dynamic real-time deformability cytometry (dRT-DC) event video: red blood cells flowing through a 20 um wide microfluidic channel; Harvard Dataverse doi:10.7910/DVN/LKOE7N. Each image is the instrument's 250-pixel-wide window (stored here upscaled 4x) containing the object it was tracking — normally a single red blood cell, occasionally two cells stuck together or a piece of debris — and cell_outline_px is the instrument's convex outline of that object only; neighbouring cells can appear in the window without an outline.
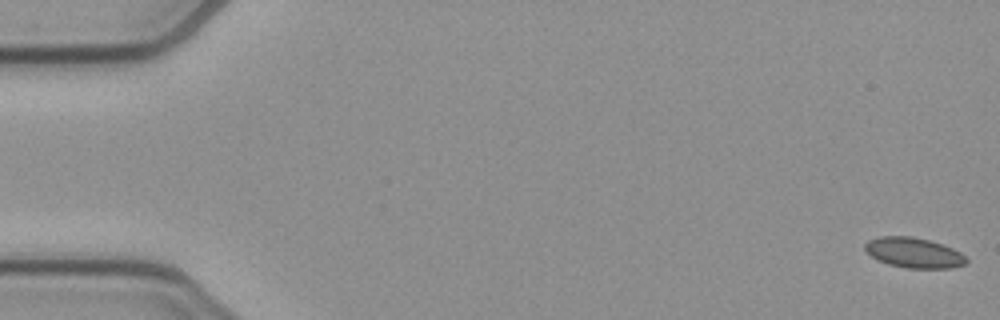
{"species": "common noctule bat (a hibernating species)", "species_latin": "Nyctalus noctula", "temperature_condition": "cold", "stored_images_in_passage": 53, "camera_frame_rate_fps": 3000, "um_per_image_px": 0.085, "animal": {"sex": "female", "body_mass_g": 21.9}, "frame": {"image": 1, "passage_image": 1, "time_ms": 0.0, "image_size_px": [1000, 320], "cell_outline_px": [[968, 260], [964, 264], [952, 268], [908, 268], [888, 264], [872, 256], [864, 248], [864, 244], [868, 240], [880, 236], [912, 236], [928, 240], [952, 248], [960, 252]], "centroid_in_image_um": [77.66, 21.47], "position_along_channel_um": 7.3, "area_um2": 17.63}}
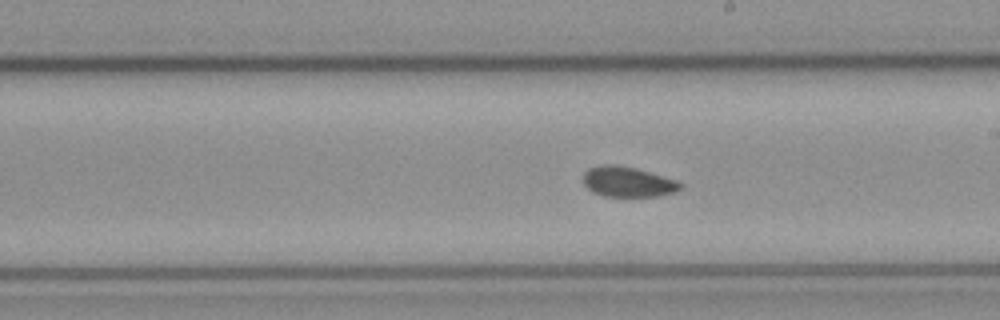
{"frame": {"image": 2, "passage_image": 30, "time_ms": 9.667, "image_size_px": [1000, 320], "cell_outline_px": [[684, 184], [676, 192], [656, 196], [604, 196], [592, 192], [584, 184], [584, 172], [588, 168], [600, 164], [616, 164], [636, 168], [676, 180]], "centroid_in_image_um": [53.35, 15.44], "position_along_channel_um": 235.7, "area_um2": 17.17}}
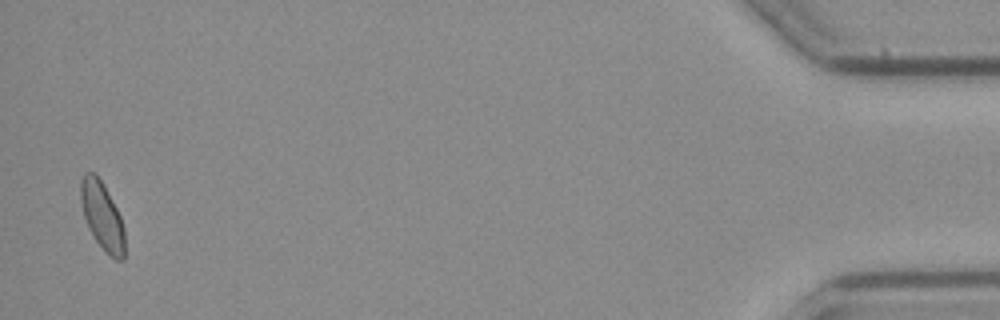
{"frame": {"image": 3, "passage_image": 52, "time_ms": 17.0, "image_size_px": [1000, 320], "cell_outline_px": [[124, 260], [116, 260], [96, 240], [88, 228], [84, 216], [80, 200], [80, 180], [84, 172], [96, 172], [116, 208], [120, 216], [124, 228]], "centroid_in_image_um": [8.66, 18.3], "position_along_channel_um": 426.5, "area_um2": 17.11}, "authors_computed_cell_mechanics": {"area_um2": 17.34, "velocity_mm_per_s": 3.8861, "shape_relaxation_time_tau1_ms": null, "shape_relaxation_time_tau2_ms": 5.0141, "deformation_change_tau1": null, "deformation_change_tau2": 0.0679}}